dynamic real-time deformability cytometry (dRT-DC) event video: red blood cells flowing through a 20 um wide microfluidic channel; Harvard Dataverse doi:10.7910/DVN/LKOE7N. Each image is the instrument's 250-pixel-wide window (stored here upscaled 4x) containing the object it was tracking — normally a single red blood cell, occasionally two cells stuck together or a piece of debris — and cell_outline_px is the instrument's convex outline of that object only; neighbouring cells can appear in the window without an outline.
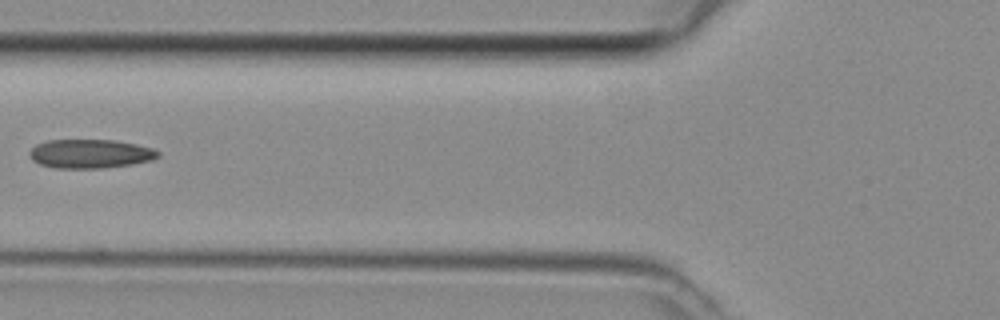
{"species": "common noctule bat (a hibernating species)", "species_latin": "Nyctalus noctula", "temperature_condition": "room temperature", "stored_images_in_passage": 5, "camera_frame_rate_fps": 3000, "um_per_image_px": 0.085, "animal": {"sex": "female", "body_mass_g": 29.2, "forearm_length_mm": 56.3}, "frame": {"image": 1, "passage_image": 5, "time_ms": 1.333, "image_size_px": [1000, 320], "cell_outline_px": [[160, 156], [152, 160], [132, 164], [104, 168], [56, 168], [40, 164], [32, 160], [28, 156], [28, 152], [36, 144], [48, 140], [116, 140], [136, 144], [152, 148], [160, 152]], "centroid_in_image_um": [7.67, 13.07], "position_along_channel_um": 118.1, "area_um2": 21.79}}